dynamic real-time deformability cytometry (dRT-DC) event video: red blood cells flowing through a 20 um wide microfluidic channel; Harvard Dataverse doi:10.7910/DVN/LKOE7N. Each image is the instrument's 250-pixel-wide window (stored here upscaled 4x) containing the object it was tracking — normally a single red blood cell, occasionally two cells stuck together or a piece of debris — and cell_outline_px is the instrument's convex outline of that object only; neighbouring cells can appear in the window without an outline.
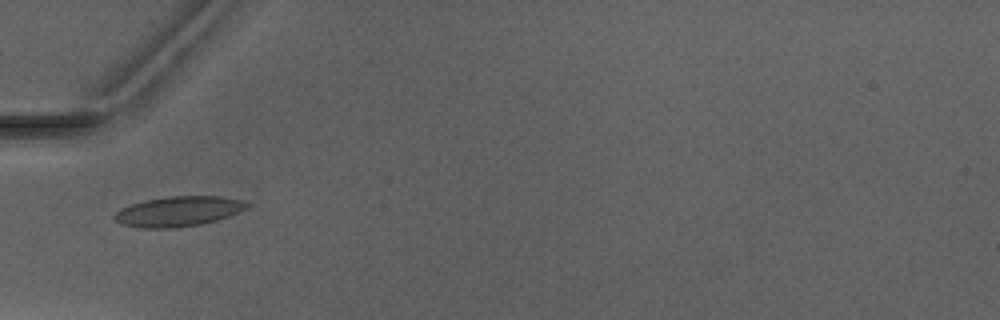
{"species": "Egyptian fruit bat (a non-hibernating species)", "species_latin": "Rousettus aegyptiacus", "temperature_condition": "warm", "stored_images_in_passage": 2, "camera_frame_rate_fps": 3000, "um_per_image_px": 0.085, "animal": {"sex": "male"}, "frame": {"image": 1, "passage_image": 2, "time_ms": 4.0, "image_size_px": [1000, 320], "cell_outline_px": [[248, 204], [244, 208], [228, 216], [216, 220], [200, 224], [172, 228], [140, 228], [120, 224], [112, 220], [112, 216], [120, 208], [144, 200], [168, 196], [220, 196], [240, 200]], "centroid_in_image_um": [15.04, 17.97], "position_along_channel_um": 70.0, "area_um2": 23.06}}